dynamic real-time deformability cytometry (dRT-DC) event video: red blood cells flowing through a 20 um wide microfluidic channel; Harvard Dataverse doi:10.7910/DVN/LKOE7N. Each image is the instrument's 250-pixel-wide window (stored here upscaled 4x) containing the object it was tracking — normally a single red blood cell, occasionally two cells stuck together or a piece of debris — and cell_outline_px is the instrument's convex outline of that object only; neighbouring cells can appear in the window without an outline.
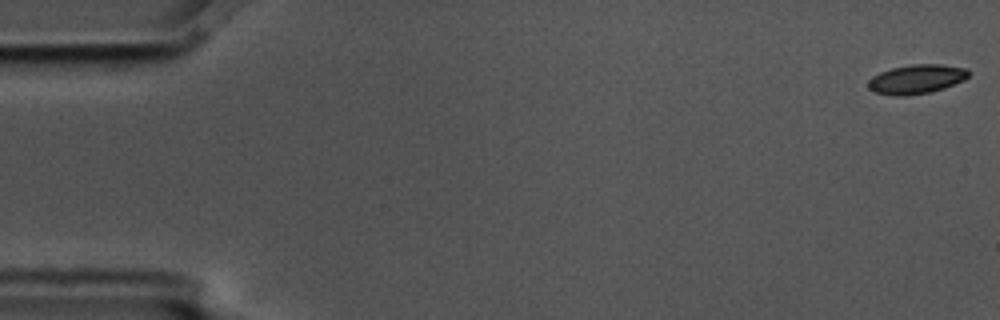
{"species": "common noctule bat (a hibernating species)", "species_latin": "Nyctalus noctula", "temperature_condition": "cold", "stored_images_in_passage": 5, "camera_frame_rate_fps": 3000, "um_per_image_px": 0.085, "animal": {"sex": "male", "body_mass_g": 17.5, "forearm_length_mm": 52.3}, "frame": {"image": 1, "passage_image": 1, "time_ms": 0.0, "image_size_px": [1000, 320], "cell_outline_px": [[968, 76], [964, 80], [944, 88], [928, 92], [904, 96], [892, 96], [872, 92], [868, 88], [868, 80], [872, 76], [880, 72], [892, 68], [912, 64], [940, 64], [968, 68]], "centroid_in_image_um": [77.86, 6.73], "position_along_channel_um": 7.1, "area_um2": 17.17}}
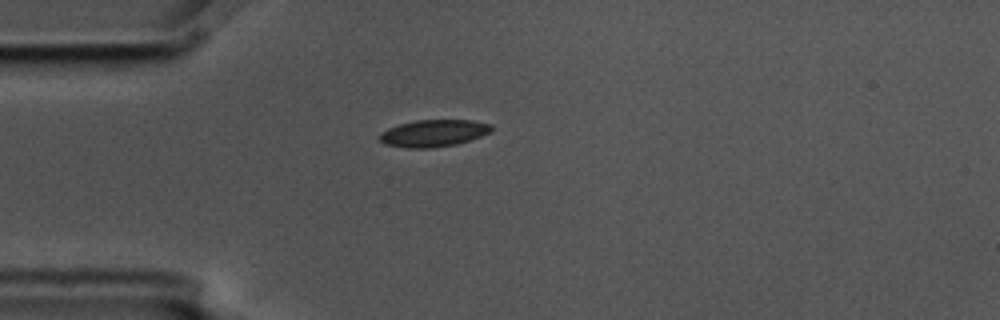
{"frame": {"image": 2, "passage_image": 5, "time_ms": 1.333, "image_size_px": [1000, 320], "cell_outline_px": [[492, 132], [456, 144], [432, 148], [408, 148], [384, 144], [380, 140], [380, 136], [388, 128], [400, 124], [416, 120], [472, 120], [492, 124]], "centroid_in_image_um": [36.88, 11.32], "position_along_channel_um": 48.1, "area_um2": 17.46}}